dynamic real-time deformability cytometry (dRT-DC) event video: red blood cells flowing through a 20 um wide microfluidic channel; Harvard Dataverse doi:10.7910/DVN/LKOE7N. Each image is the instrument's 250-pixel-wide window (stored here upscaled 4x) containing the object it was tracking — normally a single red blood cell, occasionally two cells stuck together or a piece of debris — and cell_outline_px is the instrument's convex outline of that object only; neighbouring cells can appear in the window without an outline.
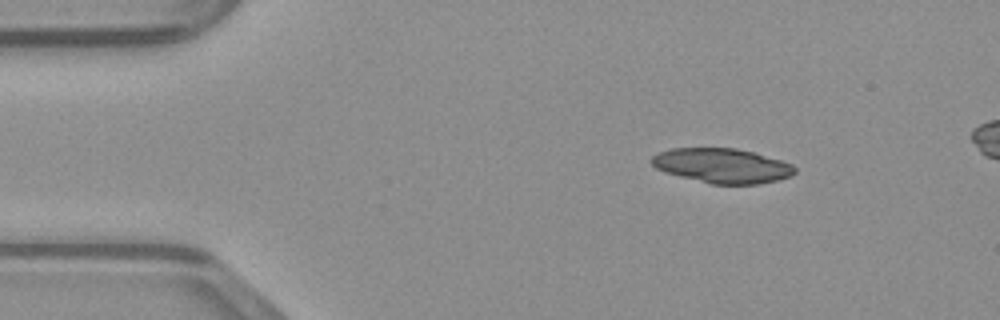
{"species": "common noctule bat (a hibernating species)", "species_latin": "Nyctalus noctula", "temperature_condition": "warm", "stored_images_in_passage": 30, "camera_frame_rate_fps": 3000, "um_per_image_px": 0.085, "animal": {"sex": "male", "body_mass_g": 23.1, "forearm_length_mm": 52.7}, "frame": {"image": 1, "passage_image": 5, "time_ms": 1.333, "image_size_px": [1000, 320], "cell_outline_px": [[796, 172], [788, 176], [776, 180], [756, 184], [712, 184], [664, 172], [656, 168], [652, 164], [652, 156], [660, 152], [672, 148], [736, 148], [756, 152], [792, 164], [796, 168]], "centroid_in_image_um": [61.39, 14.07], "position_along_channel_um": 23.6, "area_um2": 28.73}}